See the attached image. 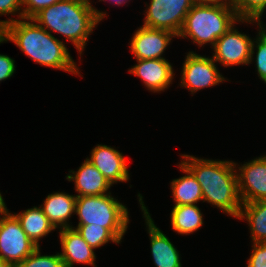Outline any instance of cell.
<instances>
[{
    "label": "cell",
    "instance_id": "6da1fadb",
    "mask_svg": "<svg viewBox=\"0 0 266 267\" xmlns=\"http://www.w3.org/2000/svg\"><path fill=\"white\" fill-rule=\"evenodd\" d=\"M3 39L13 42L36 64L83 77L65 42L33 19L22 18L4 26Z\"/></svg>",
    "mask_w": 266,
    "mask_h": 267
},
{
    "label": "cell",
    "instance_id": "7a4b0ae2",
    "mask_svg": "<svg viewBox=\"0 0 266 267\" xmlns=\"http://www.w3.org/2000/svg\"><path fill=\"white\" fill-rule=\"evenodd\" d=\"M91 0H59L37 13L32 19L46 31L60 34L71 42L80 55L94 29L108 15L92 6Z\"/></svg>",
    "mask_w": 266,
    "mask_h": 267
},
{
    "label": "cell",
    "instance_id": "3957f363",
    "mask_svg": "<svg viewBox=\"0 0 266 267\" xmlns=\"http://www.w3.org/2000/svg\"><path fill=\"white\" fill-rule=\"evenodd\" d=\"M181 162L193 173L202 189L203 203L207 202L235 219L242 202L238 193L234 160L207 159L180 154Z\"/></svg>",
    "mask_w": 266,
    "mask_h": 267
},
{
    "label": "cell",
    "instance_id": "277c9868",
    "mask_svg": "<svg viewBox=\"0 0 266 267\" xmlns=\"http://www.w3.org/2000/svg\"><path fill=\"white\" fill-rule=\"evenodd\" d=\"M239 20L232 6L194 3L177 38L191 39L198 49L207 44L212 49L216 40Z\"/></svg>",
    "mask_w": 266,
    "mask_h": 267
},
{
    "label": "cell",
    "instance_id": "5b68a950",
    "mask_svg": "<svg viewBox=\"0 0 266 267\" xmlns=\"http://www.w3.org/2000/svg\"><path fill=\"white\" fill-rule=\"evenodd\" d=\"M112 193L80 196L76 199L77 225H96L108 228L121 242L130 224L128 207Z\"/></svg>",
    "mask_w": 266,
    "mask_h": 267
},
{
    "label": "cell",
    "instance_id": "8992f818",
    "mask_svg": "<svg viewBox=\"0 0 266 267\" xmlns=\"http://www.w3.org/2000/svg\"><path fill=\"white\" fill-rule=\"evenodd\" d=\"M37 246L23 231L20 222L9 209L0 210V258L16 267L26 259Z\"/></svg>",
    "mask_w": 266,
    "mask_h": 267
},
{
    "label": "cell",
    "instance_id": "52a82bcc",
    "mask_svg": "<svg viewBox=\"0 0 266 267\" xmlns=\"http://www.w3.org/2000/svg\"><path fill=\"white\" fill-rule=\"evenodd\" d=\"M215 63L212 56H202L191 50L187 52L180 73V87L186 88L193 96L201 89L230 81L220 73Z\"/></svg>",
    "mask_w": 266,
    "mask_h": 267
},
{
    "label": "cell",
    "instance_id": "ba28073f",
    "mask_svg": "<svg viewBox=\"0 0 266 267\" xmlns=\"http://www.w3.org/2000/svg\"><path fill=\"white\" fill-rule=\"evenodd\" d=\"M253 24L255 20H239L226 33L216 40L212 48V58L217 64L225 67L249 66L251 47L254 38L238 31V24Z\"/></svg>",
    "mask_w": 266,
    "mask_h": 267
},
{
    "label": "cell",
    "instance_id": "9c48e42d",
    "mask_svg": "<svg viewBox=\"0 0 266 267\" xmlns=\"http://www.w3.org/2000/svg\"><path fill=\"white\" fill-rule=\"evenodd\" d=\"M193 0H150L145 3L143 26L179 35Z\"/></svg>",
    "mask_w": 266,
    "mask_h": 267
},
{
    "label": "cell",
    "instance_id": "30bf717a",
    "mask_svg": "<svg viewBox=\"0 0 266 267\" xmlns=\"http://www.w3.org/2000/svg\"><path fill=\"white\" fill-rule=\"evenodd\" d=\"M242 203L266 200V154L243 164L234 161Z\"/></svg>",
    "mask_w": 266,
    "mask_h": 267
},
{
    "label": "cell",
    "instance_id": "8fae6325",
    "mask_svg": "<svg viewBox=\"0 0 266 267\" xmlns=\"http://www.w3.org/2000/svg\"><path fill=\"white\" fill-rule=\"evenodd\" d=\"M138 202L143 213L147 234H149L150 250L153 264L156 267H182L181 254L171 240L154 223L153 218L144 203V197L138 192Z\"/></svg>",
    "mask_w": 266,
    "mask_h": 267
},
{
    "label": "cell",
    "instance_id": "7c38bea8",
    "mask_svg": "<svg viewBox=\"0 0 266 267\" xmlns=\"http://www.w3.org/2000/svg\"><path fill=\"white\" fill-rule=\"evenodd\" d=\"M174 38L177 36L170 31L142 25L129 39V49L135 59H166L164 53Z\"/></svg>",
    "mask_w": 266,
    "mask_h": 267
},
{
    "label": "cell",
    "instance_id": "4fadbf2b",
    "mask_svg": "<svg viewBox=\"0 0 266 267\" xmlns=\"http://www.w3.org/2000/svg\"><path fill=\"white\" fill-rule=\"evenodd\" d=\"M137 64L128 69L130 74L141 78V82L149 92L166 91L175 78L173 64L168 59H136Z\"/></svg>",
    "mask_w": 266,
    "mask_h": 267
},
{
    "label": "cell",
    "instance_id": "5bb4252c",
    "mask_svg": "<svg viewBox=\"0 0 266 267\" xmlns=\"http://www.w3.org/2000/svg\"><path fill=\"white\" fill-rule=\"evenodd\" d=\"M116 147L97 144L90 151L88 159L113 186L115 183H127L130 180V171L127 159Z\"/></svg>",
    "mask_w": 266,
    "mask_h": 267
},
{
    "label": "cell",
    "instance_id": "9a60e30c",
    "mask_svg": "<svg viewBox=\"0 0 266 267\" xmlns=\"http://www.w3.org/2000/svg\"><path fill=\"white\" fill-rule=\"evenodd\" d=\"M58 233L62 249L59 253L65 267H74L75 263L97 267L95 249L88 245L76 229L62 228Z\"/></svg>",
    "mask_w": 266,
    "mask_h": 267
},
{
    "label": "cell",
    "instance_id": "2e32d148",
    "mask_svg": "<svg viewBox=\"0 0 266 267\" xmlns=\"http://www.w3.org/2000/svg\"><path fill=\"white\" fill-rule=\"evenodd\" d=\"M65 178L74 182L77 197L111 193L112 185L88 159H85L76 171L70 170Z\"/></svg>",
    "mask_w": 266,
    "mask_h": 267
},
{
    "label": "cell",
    "instance_id": "e0dca14e",
    "mask_svg": "<svg viewBox=\"0 0 266 267\" xmlns=\"http://www.w3.org/2000/svg\"><path fill=\"white\" fill-rule=\"evenodd\" d=\"M76 199L75 194L57 191L48 194L43 200V204L39 206L56 230L71 228L72 222L69 220L75 214Z\"/></svg>",
    "mask_w": 266,
    "mask_h": 267
},
{
    "label": "cell",
    "instance_id": "ac0fdd59",
    "mask_svg": "<svg viewBox=\"0 0 266 267\" xmlns=\"http://www.w3.org/2000/svg\"><path fill=\"white\" fill-rule=\"evenodd\" d=\"M184 173L170 182L173 206L203 202L202 189L193 173L180 161L176 165Z\"/></svg>",
    "mask_w": 266,
    "mask_h": 267
},
{
    "label": "cell",
    "instance_id": "d6986e66",
    "mask_svg": "<svg viewBox=\"0 0 266 267\" xmlns=\"http://www.w3.org/2000/svg\"><path fill=\"white\" fill-rule=\"evenodd\" d=\"M13 214L20 222L23 231L37 247H40L39 241L43 237L56 230L40 206H33L32 208Z\"/></svg>",
    "mask_w": 266,
    "mask_h": 267
},
{
    "label": "cell",
    "instance_id": "ffe728a7",
    "mask_svg": "<svg viewBox=\"0 0 266 267\" xmlns=\"http://www.w3.org/2000/svg\"><path fill=\"white\" fill-rule=\"evenodd\" d=\"M204 214L198 204L173 206L170 213V225L178 235H190L204 225Z\"/></svg>",
    "mask_w": 266,
    "mask_h": 267
},
{
    "label": "cell",
    "instance_id": "44dd1931",
    "mask_svg": "<svg viewBox=\"0 0 266 267\" xmlns=\"http://www.w3.org/2000/svg\"><path fill=\"white\" fill-rule=\"evenodd\" d=\"M237 219L247 222L251 243L266 242V200L242 203Z\"/></svg>",
    "mask_w": 266,
    "mask_h": 267
},
{
    "label": "cell",
    "instance_id": "7402d4cb",
    "mask_svg": "<svg viewBox=\"0 0 266 267\" xmlns=\"http://www.w3.org/2000/svg\"><path fill=\"white\" fill-rule=\"evenodd\" d=\"M72 228L94 249L103 247L109 242L121 244V241L108 229L96 225H72Z\"/></svg>",
    "mask_w": 266,
    "mask_h": 267
},
{
    "label": "cell",
    "instance_id": "603a6c76",
    "mask_svg": "<svg viewBox=\"0 0 266 267\" xmlns=\"http://www.w3.org/2000/svg\"><path fill=\"white\" fill-rule=\"evenodd\" d=\"M255 25L258 32L252 43L249 66L255 63L257 75L266 85V36L259 30L257 20Z\"/></svg>",
    "mask_w": 266,
    "mask_h": 267
},
{
    "label": "cell",
    "instance_id": "cb8c5ba5",
    "mask_svg": "<svg viewBox=\"0 0 266 267\" xmlns=\"http://www.w3.org/2000/svg\"><path fill=\"white\" fill-rule=\"evenodd\" d=\"M231 6L240 20H258L266 12V0H232Z\"/></svg>",
    "mask_w": 266,
    "mask_h": 267
},
{
    "label": "cell",
    "instance_id": "d4e9b609",
    "mask_svg": "<svg viewBox=\"0 0 266 267\" xmlns=\"http://www.w3.org/2000/svg\"><path fill=\"white\" fill-rule=\"evenodd\" d=\"M41 247H37L26 259L16 267H65L60 253L41 255Z\"/></svg>",
    "mask_w": 266,
    "mask_h": 267
},
{
    "label": "cell",
    "instance_id": "484cf974",
    "mask_svg": "<svg viewBox=\"0 0 266 267\" xmlns=\"http://www.w3.org/2000/svg\"><path fill=\"white\" fill-rule=\"evenodd\" d=\"M17 16L15 18H6V20L0 19V26L3 28L9 23L17 21L23 18L22 0H0V16Z\"/></svg>",
    "mask_w": 266,
    "mask_h": 267
},
{
    "label": "cell",
    "instance_id": "4316f807",
    "mask_svg": "<svg viewBox=\"0 0 266 267\" xmlns=\"http://www.w3.org/2000/svg\"><path fill=\"white\" fill-rule=\"evenodd\" d=\"M59 0H22L23 18L32 19L37 13Z\"/></svg>",
    "mask_w": 266,
    "mask_h": 267
},
{
    "label": "cell",
    "instance_id": "83f0119b",
    "mask_svg": "<svg viewBox=\"0 0 266 267\" xmlns=\"http://www.w3.org/2000/svg\"><path fill=\"white\" fill-rule=\"evenodd\" d=\"M247 267H266V242L252 243Z\"/></svg>",
    "mask_w": 266,
    "mask_h": 267
},
{
    "label": "cell",
    "instance_id": "f1b7e54d",
    "mask_svg": "<svg viewBox=\"0 0 266 267\" xmlns=\"http://www.w3.org/2000/svg\"><path fill=\"white\" fill-rule=\"evenodd\" d=\"M15 62L10 56L0 54V83L13 76L16 71Z\"/></svg>",
    "mask_w": 266,
    "mask_h": 267
},
{
    "label": "cell",
    "instance_id": "f546056e",
    "mask_svg": "<svg viewBox=\"0 0 266 267\" xmlns=\"http://www.w3.org/2000/svg\"><path fill=\"white\" fill-rule=\"evenodd\" d=\"M232 0H193L195 4H205V5H227L231 6Z\"/></svg>",
    "mask_w": 266,
    "mask_h": 267
},
{
    "label": "cell",
    "instance_id": "4dcf8cb0",
    "mask_svg": "<svg viewBox=\"0 0 266 267\" xmlns=\"http://www.w3.org/2000/svg\"><path fill=\"white\" fill-rule=\"evenodd\" d=\"M109 2V4H113V5H119V6H121V5H123V4H127L128 2H130L131 0H99V1H97V2Z\"/></svg>",
    "mask_w": 266,
    "mask_h": 267
},
{
    "label": "cell",
    "instance_id": "1f68e13d",
    "mask_svg": "<svg viewBox=\"0 0 266 267\" xmlns=\"http://www.w3.org/2000/svg\"><path fill=\"white\" fill-rule=\"evenodd\" d=\"M263 17L257 20L259 30L266 36V24L264 23Z\"/></svg>",
    "mask_w": 266,
    "mask_h": 267
},
{
    "label": "cell",
    "instance_id": "d6a6232c",
    "mask_svg": "<svg viewBox=\"0 0 266 267\" xmlns=\"http://www.w3.org/2000/svg\"><path fill=\"white\" fill-rule=\"evenodd\" d=\"M4 200H5V199L3 198V195H2V193L0 192V210H1V209H4V208L7 207V205H6V203H5Z\"/></svg>",
    "mask_w": 266,
    "mask_h": 267
},
{
    "label": "cell",
    "instance_id": "836d02e7",
    "mask_svg": "<svg viewBox=\"0 0 266 267\" xmlns=\"http://www.w3.org/2000/svg\"><path fill=\"white\" fill-rule=\"evenodd\" d=\"M0 267H12V266L8 264L6 261H4L2 258H0Z\"/></svg>",
    "mask_w": 266,
    "mask_h": 267
},
{
    "label": "cell",
    "instance_id": "e575fe53",
    "mask_svg": "<svg viewBox=\"0 0 266 267\" xmlns=\"http://www.w3.org/2000/svg\"><path fill=\"white\" fill-rule=\"evenodd\" d=\"M1 43H7V42L3 39V28L0 26V44Z\"/></svg>",
    "mask_w": 266,
    "mask_h": 267
}]
</instances>
